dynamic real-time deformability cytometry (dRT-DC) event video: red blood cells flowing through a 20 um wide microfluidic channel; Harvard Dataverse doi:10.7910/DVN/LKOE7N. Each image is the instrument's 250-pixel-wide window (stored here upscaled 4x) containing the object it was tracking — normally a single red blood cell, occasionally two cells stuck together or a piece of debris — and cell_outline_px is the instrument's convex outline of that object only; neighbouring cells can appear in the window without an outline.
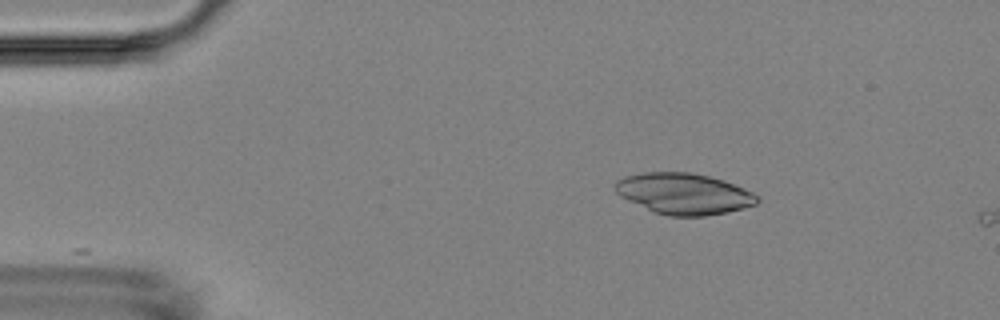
{"species": "Egyptian fruit bat (a non-hibernating species)", "species_latin": "Rousettus aegyptiacus", "temperature_condition": "room temperature", "stored_images_in_passage": 3, "camera_frame_rate_fps": 3000, "um_per_image_px": 0.085, "animal": {"sex": "female"}, "frame": {"image": 1, "passage_image": 1, "time_ms": 0.0, "image_size_px": [1000, 320], "cell_outline_px": [[760, 200], [756, 204], [744, 208], [728, 212], [704, 216], [668, 216], [656, 212], [628, 200], [620, 196], [616, 192], [616, 180], [624, 176], [644, 172], [688, 172], [708, 176], [724, 180], [752, 192]], "centroid_in_image_um": [58.13, 16.46], "position_along_channel_um": 26.9, "area_um2": 33.76}}